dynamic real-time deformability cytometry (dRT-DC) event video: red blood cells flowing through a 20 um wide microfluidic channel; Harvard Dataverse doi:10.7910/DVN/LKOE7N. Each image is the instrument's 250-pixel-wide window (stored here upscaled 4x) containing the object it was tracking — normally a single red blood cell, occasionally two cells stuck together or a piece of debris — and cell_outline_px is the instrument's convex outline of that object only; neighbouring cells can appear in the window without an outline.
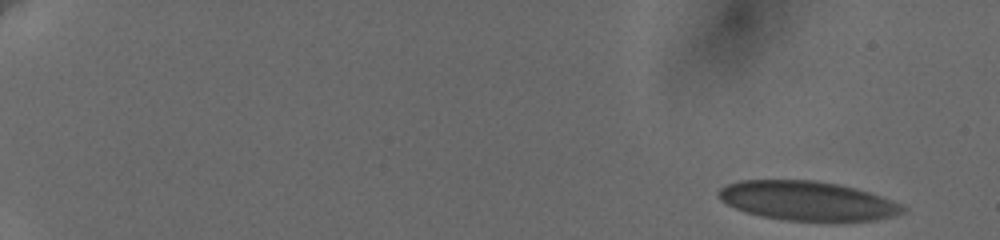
{"species": "human", "species_latin": "Homo sapiens", "temperature_condition": "cold", "stored_images_in_passage": 16, "camera_frame_rate_fps": 3000, "um_per_image_px": 0.085, "donor": {"sex": "female"}, "frame": {"image": 1, "passage_image": 1, "time_ms": 0.0, "image_size_px": [1000, 240], "cell_outline_px": [[904, 212], [892, 216], [872, 220], [784, 220], [764, 216], [748, 212], [736, 208], [720, 200], [716, 192], [720, 188], [728, 184], [740, 180], [812, 180], [836, 184], [856, 188], [880, 196], [900, 204], [904, 208]], "centroid_in_image_um": [68.57, 17.05], "position_along_channel_um": 16.4, "area_um2": 41.38}}
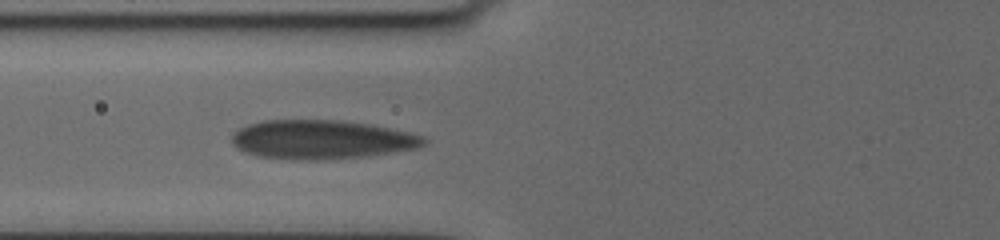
{"frame": {"image": 2, "passage_image": 14, "time_ms": 7.333, "image_size_px": [1000, 240], "cell_outline_px": [[428, 140], [420, 148], [360, 156], [316, 160], [296, 160], [256, 156], [244, 152], [236, 148], [232, 144], [232, 132], [248, 124], [264, 120], [340, 120], [372, 124], [408, 132], [424, 136]], "centroid_in_image_um": [27.3, 11.85], "position_along_channel_um": 98.5, "area_um2": 43.7}}
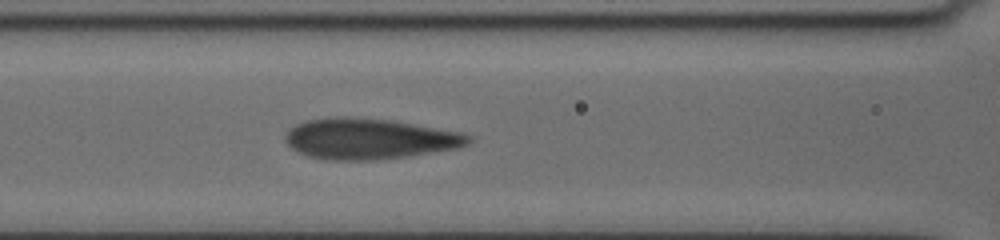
{"frame": {"image": 3, "passage_image": 16, "time_ms": 8.333, "image_size_px": [1000, 240], "cell_outline_px": [[472, 140], [468, 144], [460, 148], [408, 156], [376, 160], [332, 160], [308, 156], [292, 148], [284, 140], [284, 136], [296, 124], [308, 120], [336, 116], [340, 116], [392, 120], [460, 132], [472, 136]], "centroid_in_image_um": [31.42, 11.8], "position_along_channel_um": 135.2, "area_um2": 43.41}}